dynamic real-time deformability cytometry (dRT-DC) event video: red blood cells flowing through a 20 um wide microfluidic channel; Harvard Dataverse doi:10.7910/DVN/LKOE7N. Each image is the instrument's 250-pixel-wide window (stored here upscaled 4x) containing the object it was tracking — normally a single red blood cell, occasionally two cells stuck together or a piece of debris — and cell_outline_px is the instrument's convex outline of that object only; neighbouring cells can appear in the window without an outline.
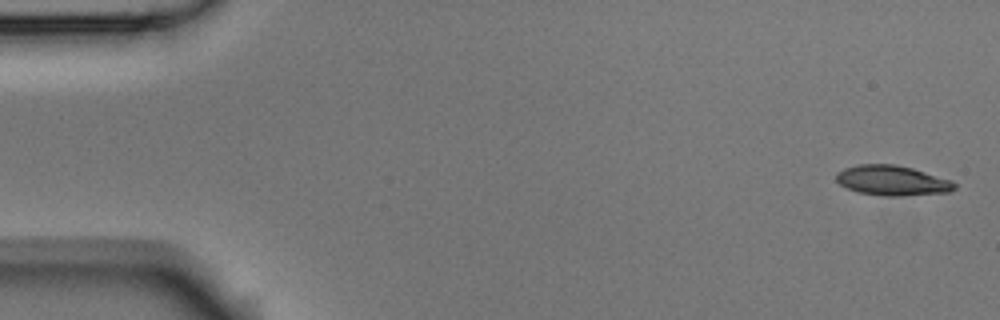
{"species": "Egyptian fruit bat (a non-hibernating species)", "species_latin": "Rousettus aegyptiacus", "temperature_condition": "room temperature", "stored_images_in_passage": 5, "camera_frame_rate_fps": 3000, "um_per_image_px": 0.085, "animal": {"sex": "male"}, "frame": {"image": 1, "passage_image": 1, "time_ms": 0.0, "image_size_px": [1000, 320], "cell_outline_px": [[956, 188], [948, 192], [900, 196], [880, 196], [860, 192], [848, 188], [840, 184], [836, 180], [836, 172], [844, 168], [860, 164], [896, 164], [912, 168], [952, 180], [956, 184]], "centroid_in_image_um": [75.84, 15.34], "position_along_channel_um": 9.2, "area_um2": 20.69}}
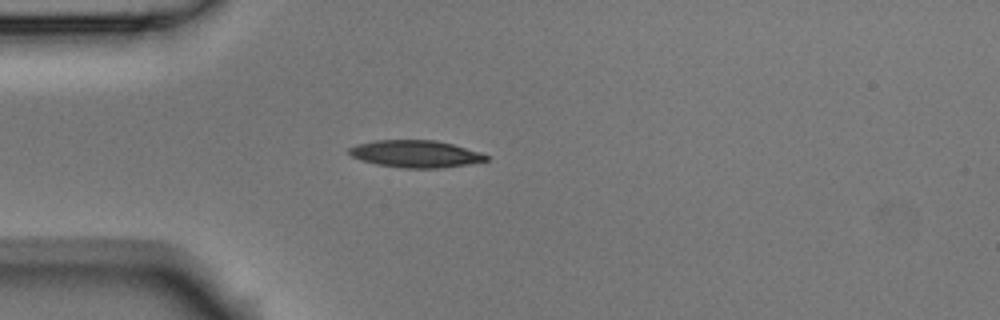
{"frame": {"image": 2, "passage_image": 4, "time_ms": 1.0, "image_size_px": [1000, 320], "cell_outline_px": [[488, 160], [468, 164], [440, 168], [404, 168], [376, 164], [360, 160], [352, 156], [348, 152], [348, 148], [356, 144], [376, 140], [436, 140], [452, 144], [480, 152], [488, 156]], "centroid_in_image_um": [35.29, 13.08], "position_along_channel_um": 49.7, "area_um2": 21.68}}